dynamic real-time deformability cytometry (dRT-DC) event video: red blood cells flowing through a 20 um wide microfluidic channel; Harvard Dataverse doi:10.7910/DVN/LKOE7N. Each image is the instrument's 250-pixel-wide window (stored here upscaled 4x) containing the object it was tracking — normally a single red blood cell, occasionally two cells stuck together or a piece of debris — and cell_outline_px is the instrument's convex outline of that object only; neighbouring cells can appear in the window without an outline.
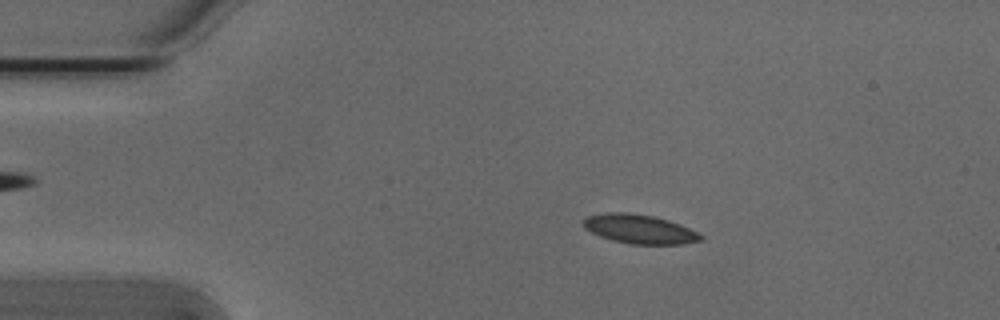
{"species": "Egyptian fruit bat (a non-hibernating species)", "species_latin": "Rousettus aegyptiacus", "temperature_condition": "cold", "stored_images_in_passage": 53, "camera_frame_rate_fps": 3000, "um_per_image_px": 0.085, "animal": {"sex": "male"}, "frame": {"image": 1, "passage_image": 9, "time_ms": 2.667, "image_size_px": [1000, 320], "cell_outline_px": [[704, 240], [684, 244], [632, 244], [612, 240], [600, 236], [584, 228], [584, 220], [588, 216], [608, 212], [624, 212], [652, 216], [668, 220], [680, 224], [704, 236]], "centroid_in_image_um": [54.39, 19.48], "position_along_channel_um": 30.6, "area_um2": 19.71}}
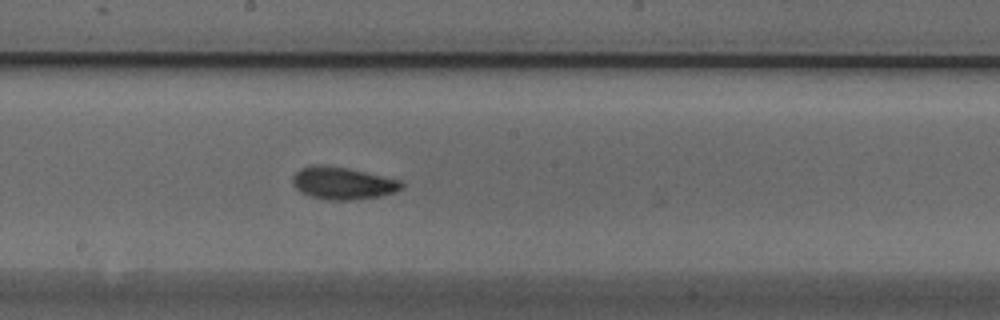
{"frame": {"image": 2, "passage_image": 28, "time_ms": 9.0, "image_size_px": [1000, 320], "cell_outline_px": [[404, 184], [400, 188], [392, 192], [380, 196], [352, 200], [324, 200], [308, 196], [300, 192], [292, 184], [292, 176], [300, 168], [312, 164], [320, 164], [348, 168], [400, 180]], "centroid_in_image_um": [29.05, 15.57], "position_along_channel_um": 219.2, "area_um2": 20.63}}
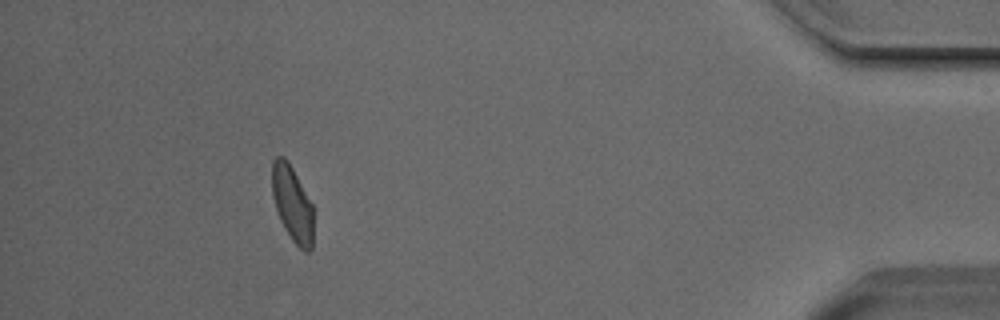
{"frame": {"image": 3, "passage_image": 48, "time_ms": 15.667, "image_size_px": [1000, 320], "cell_outline_px": [[312, 248], [308, 252], [304, 252], [292, 240], [284, 228], [280, 220], [276, 208], [272, 192], [272, 160], [276, 156], [284, 156], [288, 160], [312, 204]], "centroid_in_image_um": [24.83, 17.3], "position_along_channel_um": 410.4, "area_um2": 18.09}, "authors_computed_cell_mechanics": {"area_um2": 19.363, "velocity_mm_per_s": 3.7906, "shape_relaxation_time_tau1_ms": 3.7184, "shape_relaxation_time_tau2_ms": 2.6236, "deformation_change_tau1": 0.1072, "deformation_change_tau2": 0.0722}}